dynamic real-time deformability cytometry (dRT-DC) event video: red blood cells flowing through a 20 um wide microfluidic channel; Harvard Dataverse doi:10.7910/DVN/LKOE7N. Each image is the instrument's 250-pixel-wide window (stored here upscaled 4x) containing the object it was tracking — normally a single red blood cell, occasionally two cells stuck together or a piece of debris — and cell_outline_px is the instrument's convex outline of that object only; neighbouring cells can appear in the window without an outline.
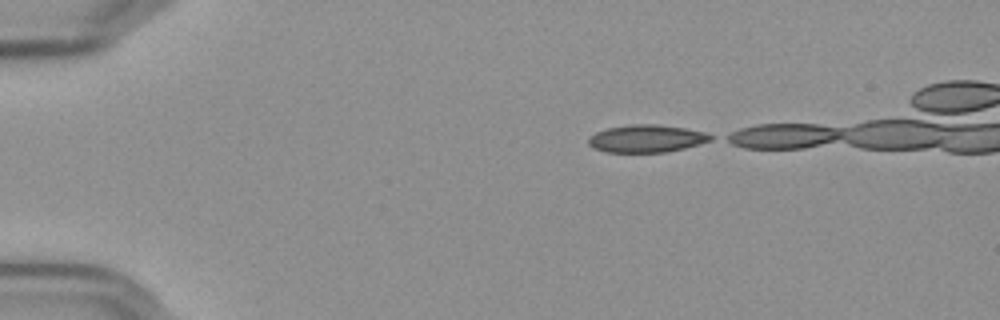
{"species": "Egyptian fruit bat (a non-hibernating species)", "species_latin": "Rousettus aegyptiacus", "temperature_condition": "cold", "stored_images_in_passage": 23, "camera_frame_rate_fps": 3000, "um_per_image_px": 0.085, "frame": {"image": 1, "passage_image": 1, "time_ms": 0.0, "image_size_px": [1000, 320], "cell_outline_px": [[712, 140], [684, 148], [668, 152], [604, 152], [592, 148], [588, 144], [588, 136], [596, 132], [608, 128], [632, 124], [656, 124], [684, 128], [704, 132], [712, 136]], "centroid_in_image_um": [54.9, 11.78], "position_along_channel_um": 30.1, "area_um2": 19.59}}
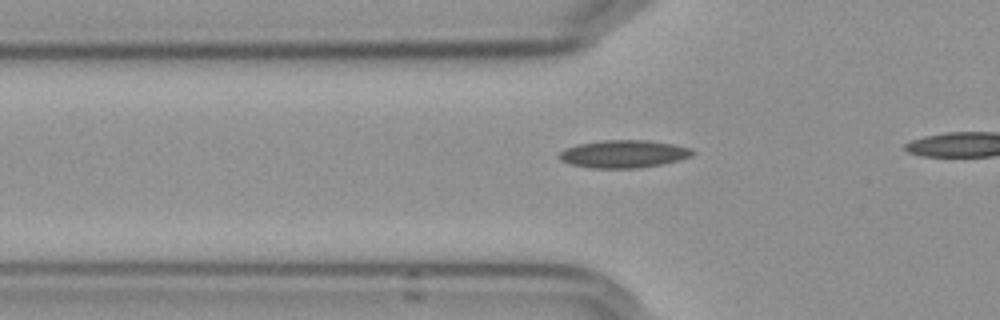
{"frame": {"image": 2, "passage_image": 10, "time_ms": 3.0, "image_size_px": [1000, 320], "cell_outline_px": [[696, 152], [692, 156], [680, 160], [664, 164], [640, 168], [588, 168], [568, 164], [560, 160], [556, 156], [564, 148], [576, 144], [604, 140], [648, 140], [672, 144], [692, 148]], "centroid_in_image_um": [52.99, 13.09], "position_along_channel_um": 72.8, "area_um2": 21.96}}
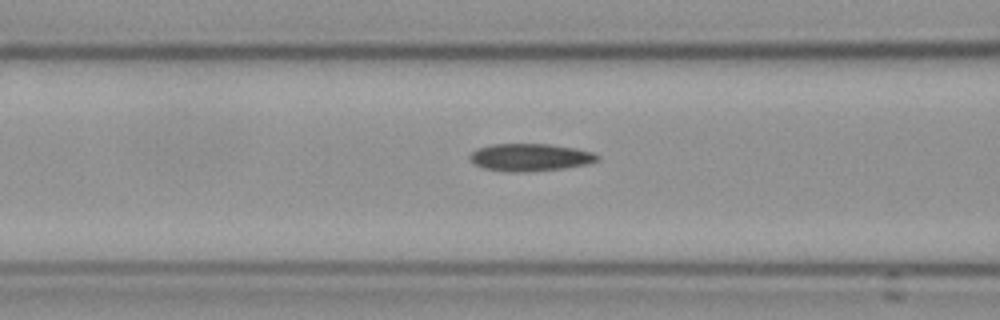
{"frame": {"image": 3, "passage_image": 14, "time_ms": 4.333, "image_size_px": [1000, 320], "cell_outline_px": [[600, 160], [588, 164], [564, 168], [524, 172], [508, 172], [484, 168], [476, 164], [468, 156], [476, 148], [492, 144], [548, 144], [576, 148], [592, 152], [600, 156]], "centroid_in_image_um": [45.08, 13.37], "position_along_channel_um": 121.5, "area_um2": 20.46}}